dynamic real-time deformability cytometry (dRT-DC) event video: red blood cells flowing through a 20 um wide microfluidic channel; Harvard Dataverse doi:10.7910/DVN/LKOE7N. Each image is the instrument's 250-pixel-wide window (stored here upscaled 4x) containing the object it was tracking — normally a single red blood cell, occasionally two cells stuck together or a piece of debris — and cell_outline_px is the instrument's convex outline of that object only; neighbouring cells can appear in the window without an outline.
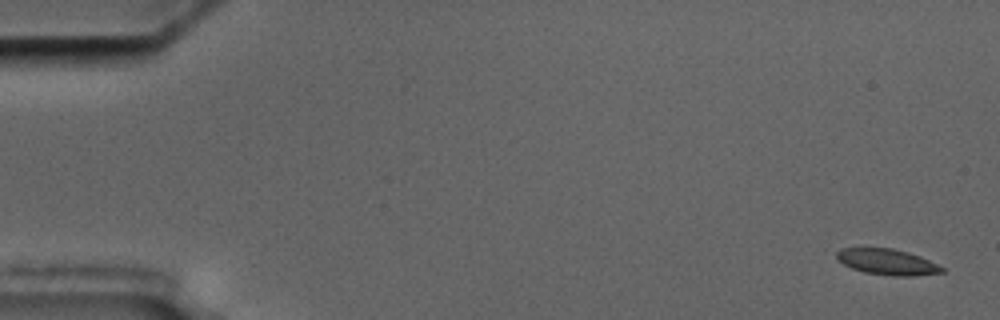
{"species": "common noctule bat (a hibernating species)", "species_latin": "Nyctalus noctula", "temperature_condition": "cold", "stored_images_in_passage": 6, "camera_frame_rate_fps": 3000, "um_per_image_px": 0.085, "animal": {"sex": "male", "body_mass_g": 17.5, "forearm_length_mm": 52.3}, "frame": {"image": 1, "passage_image": 1, "time_ms": 0.0, "image_size_px": [1000, 320], "cell_outline_px": [[944, 272], [916, 276], [892, 276], [864, 272], [852, 268], [844, 264], [836, 256], [836, 252], [840, 248], [892, 248], [908, 252], [920, 256], [944, 268]], "centroid_in_image_um": [75.42, 22.26], "position_along_channel_um": 9.6, "area_um2": 15.78}}
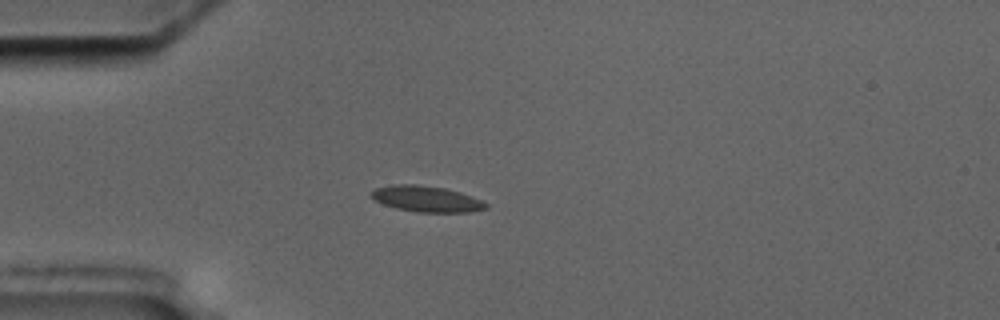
{"frame": {"image": 2, "passage_image": 5, "time_ms": 4.667, "image_size_px": [1000, 320], "cell_outline_px": [[488, 208], [468, 212], [420, 212], [396, 208], [384, 204], [368, 196], [376, 188], [392, 184], [416, 184], [444, 188], [460, 192], [472, 196], [488, 204]], "centroid_in_image_um": [36.25, 16.9], "position_along_channel_um": 48.8, "area_um2": 17.22}}